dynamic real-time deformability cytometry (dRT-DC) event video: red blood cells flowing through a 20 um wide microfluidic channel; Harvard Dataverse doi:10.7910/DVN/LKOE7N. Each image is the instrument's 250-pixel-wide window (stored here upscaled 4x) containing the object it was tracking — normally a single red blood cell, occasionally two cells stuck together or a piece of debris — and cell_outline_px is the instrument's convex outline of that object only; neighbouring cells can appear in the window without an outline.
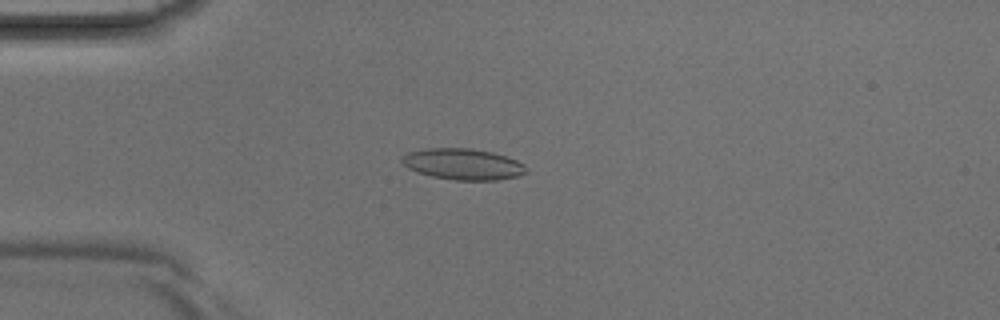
{"species": "Egyptian fruit bat (a non-hibernating species)", "species_latin": "Rousettus aegyptiacus", "temperature_condition": "room temperature", "stored_images_in_passage": 3, "camera_frame_rate_fps": 3000, "um_per_image_px": 0.085, "animal": {"sex": "male"}, "frame": {"image": 1, "passage_image": 3, "time_ms": 0.667, "image_size_px": [1000, 320], "cell_outline_px": [[528, 172], [516, 176], [496, 180], [456, 180], [432, 176], [416, 172], [408, 168], [400, 160], [400, 156], [408, 152], [428, 148], [472, 148], [492, 152], [516, 160], [524, 164], [528, 168]], "centroid_in_image_um": [39.34, 13.95], "position_along_channel_um": 45.7, "area_um2": 22.6}}